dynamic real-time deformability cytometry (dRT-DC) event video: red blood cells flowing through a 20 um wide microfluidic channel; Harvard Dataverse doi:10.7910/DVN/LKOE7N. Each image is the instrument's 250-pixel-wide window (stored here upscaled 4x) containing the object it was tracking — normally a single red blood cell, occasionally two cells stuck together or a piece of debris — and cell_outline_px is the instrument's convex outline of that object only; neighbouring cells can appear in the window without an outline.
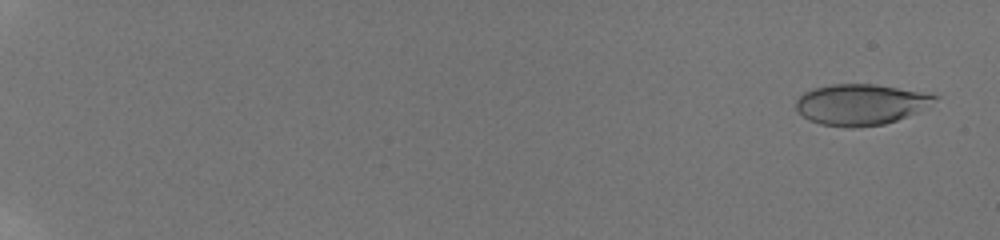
{"species": "human", "species_latin": "Homo sapiens", "temperature_condition": "room temperature", "stored_images_in_passage": 25, "camera_frame_rate_fps": 3000, "um_per_image_px": 0.085, "donor": {"sex": "male"}, "frame": {"image": 1, "passage_image": 3, "time_ms": 0.667, "image_size_px": [1000, 240], "cell_outline_px": [[936, 100], [916, 112], [896, 120], [884, 124], [856, 128], [848, 128], [820, 124], [808, 120], [796, 108], [796, 100], [804, 92], [812, 88], [832, 84], [872, 84], [896, 88], [936, 96]], "centroid_in_image_um": [73.06, 8.89], "position_along_channel_um": 11.9, "area_um2": 32.54}}
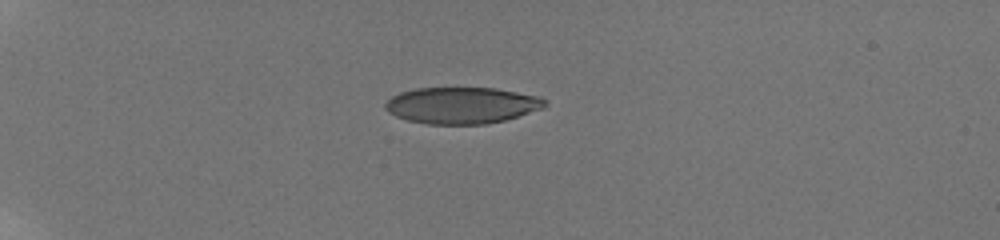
{"frame": {"image": 2, "passage_image": 16, "time_ms": 6.0, "image_size_px": [1000, 240], "cell_outline_px": [[548, 104], [544, 108], [504, 120], [484, 124], [428, 124], [408, 120], [396, 116], [388, 112], [384, 108], [384, 104], [392, 96], [400, 92], [416, 88], [496, 88], [540, 96], [548, 100]], "centroid_in_image_um": [39.28, 8.95], "position_along_channel_um": 45.7, "area_um2": 34.04}}
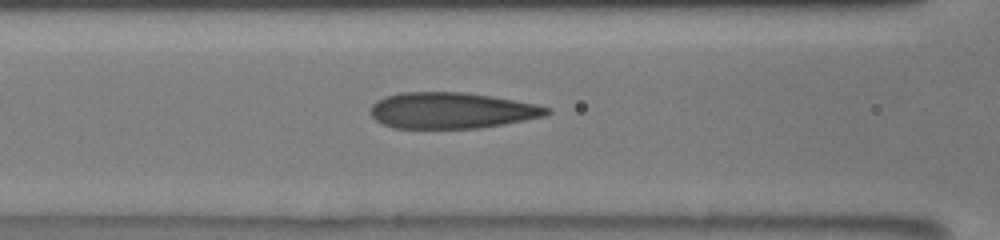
{"frame": {"image": 3, "passage_image": 25, "time_ms": 9.667, "image_size_px": [1000, 240], "cell_outline_px": [[552, 112], [544, 116], [504, 124], [476, 128], [392, 128], [376, 120], [372, 116], [372, 104], [376, 100], [384, 96], [400, 92], [464, 92], [536, 104], [552, 108]], "centroid_in_image_um": [38.37, 9.39], "position_along_channel_um": 128.2, "area_um2": 36.93}}